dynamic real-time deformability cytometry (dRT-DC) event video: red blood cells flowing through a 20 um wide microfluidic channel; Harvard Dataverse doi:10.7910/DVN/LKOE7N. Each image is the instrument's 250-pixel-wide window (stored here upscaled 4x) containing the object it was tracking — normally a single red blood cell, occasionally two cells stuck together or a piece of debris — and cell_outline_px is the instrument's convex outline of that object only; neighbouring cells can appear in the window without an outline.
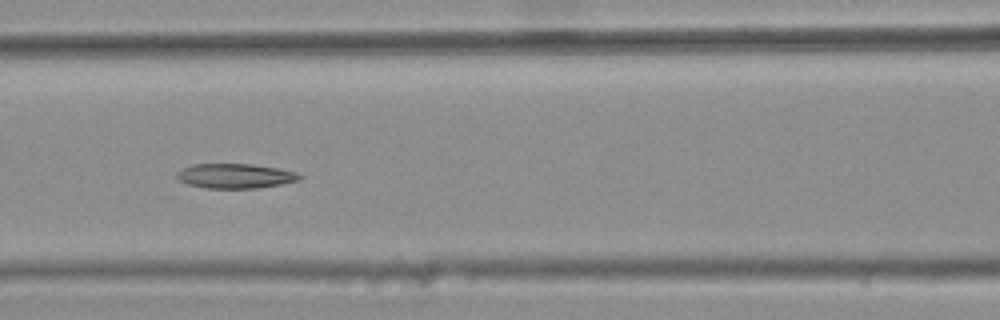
{"species": "common noctule bat (a hibernating species)", "species_latin": "Nyctalus noctula", "temperature_condition": "warm", "stored_images_in_passage": 7, "camera_frame_rate_fps": 3000, "um_per_image_px": 0.085, "animal": {"sex": "female", "body_mass_g": 25.1}, "frame": {"image": 1, "passage_image": 5, "time_ms": 1.333, "image_size_px": [1000, 320], "cell_outline_px": [[304, 176], [300, 180], [260, 188], [204, 188], [188, 184], [180, 180], [176, 176], [176, 172], [192, 164], [252, 164], [276, 168], [296, 172]], "centroid_in_image_um": [20.01, 14.96], "position_along_channel_um": 146.6, "area_um2": 17.63}}
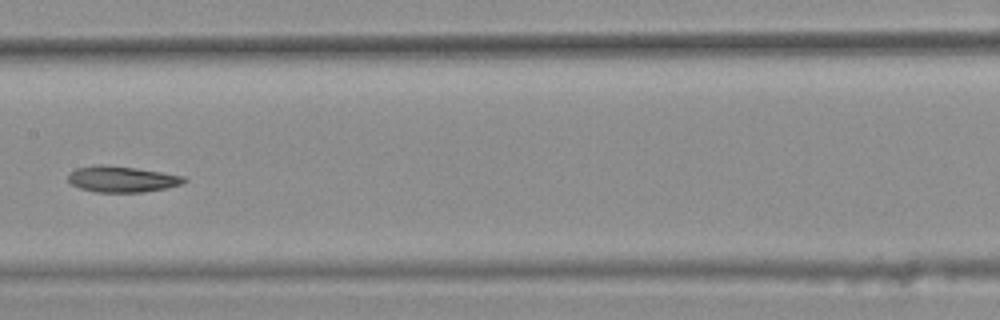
{"frame": {"image": 2, "passage_image": 6, "time_ms": 1.667, "image_size_px": [1000, 320], "cell_outline_px": [[188, 180], [180, 184], [168, 188], [144, 192], [96, 192], [80, 188], [72, 184], [68, 180], [68, 172], [76, 168], [100, 164], [136, 168], [184, 176]], "centroid_in_image_um": [10.35, 15.23], "position_along_channel_um": 197.0, "area_um2": 17.57}}
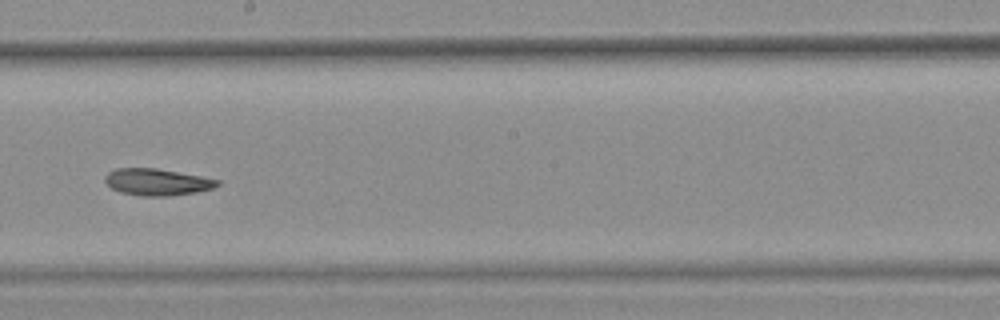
{"frame": {"image": 3, "passage_image": 7, "time_ms": 2.0, "image_size_px": [1000, 320], "cell_outline_px": [[220, 184], [216, 188], [196, 192], [168, 196], [140, 196], [120, 192], [112, 188], [104, 180], [104, 176], [108, 172], [116, 168], [156, 168], [200, 176], [220, 180]], "centroid_in_image_um": [13.36, 15.47], "position_along_channel_um": 234.8, "area_um2": 17.57}}